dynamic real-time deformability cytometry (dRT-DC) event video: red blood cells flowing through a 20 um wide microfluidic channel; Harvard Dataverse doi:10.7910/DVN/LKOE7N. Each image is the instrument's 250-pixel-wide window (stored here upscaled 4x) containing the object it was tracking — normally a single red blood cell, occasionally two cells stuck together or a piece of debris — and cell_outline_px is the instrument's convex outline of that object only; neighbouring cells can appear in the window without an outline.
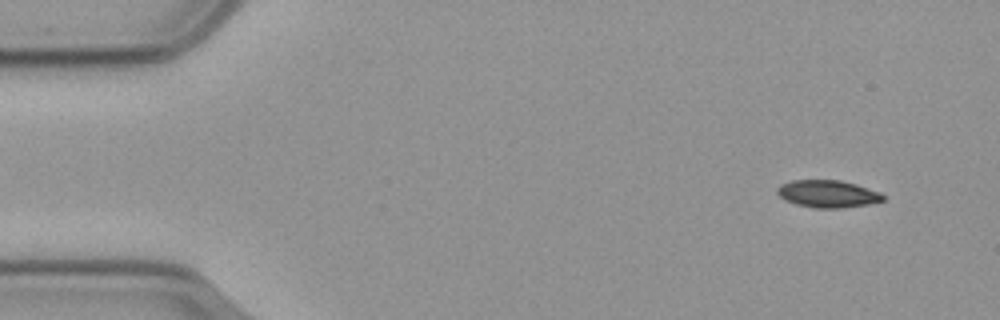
{"species": "common noctule bat (a hibernating species)", "species_latin": "Nyctalus noctula", "temperature_condition": "cold", "stored_images_in_passage": 12, "camera_frame_rate_fps": 3000, "um_per_image_px": 0.085, "animal": {"sex": "male", "body_mass_g": 23.1, "forearm_length_mm": 52.7}, "frame": {"image": 1, "passage_image": 4, "time_ms": 1.0, "image_size_px": [1000, 320], "cell_outline_px": [[884, 200], [868, 204], [840, 208], [816, 208], [796, 204], [780, 196], [776, 192], [776, 188], [780, 184], [792, 180], [840, 180], [856, 184], [880, 192], [884, 196]], "centroid_in_image_um": [70.35, 16.47], "position_along_channel_um": 14.6, "area_um2": 16.76}}